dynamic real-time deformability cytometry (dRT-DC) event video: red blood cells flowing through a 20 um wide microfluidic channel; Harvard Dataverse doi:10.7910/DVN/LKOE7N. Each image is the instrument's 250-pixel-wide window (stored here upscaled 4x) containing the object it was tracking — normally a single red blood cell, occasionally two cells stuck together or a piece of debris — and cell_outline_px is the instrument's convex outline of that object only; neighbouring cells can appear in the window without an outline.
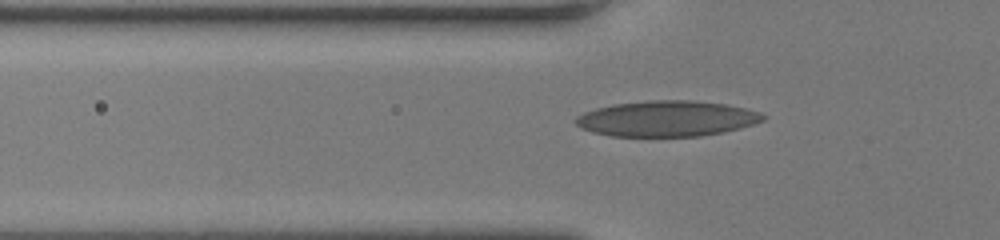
{"species": "human", "species_latin": "Homo sapiens", "temperature_condition": "room temperature", "stored_images_in_passage": 41, "camera_frame_rate_fps": 3000, "um_per_image_px": 0.085, "donor": {"sex": "female"}, "frame": {"image": 1, "passage_image": 11, "time_ms": 3.333, "image_size_px": [1000, 240], "cell_outline_px": [[768, 116], [764, 120], [740, 128], [724, 132], [700, 136], [612, 136], [592, 132], [580, 128], [572, 120], [576, 116], [584, 112], [596, 108], [612, 104], [648, 100], [692, 100], [728, 104], [748, 108], [760, 112]], "centroid_in_image_um": [56.68, 10.07], "position_along_channel_um": 69.1, "area_um2": 39.36}}
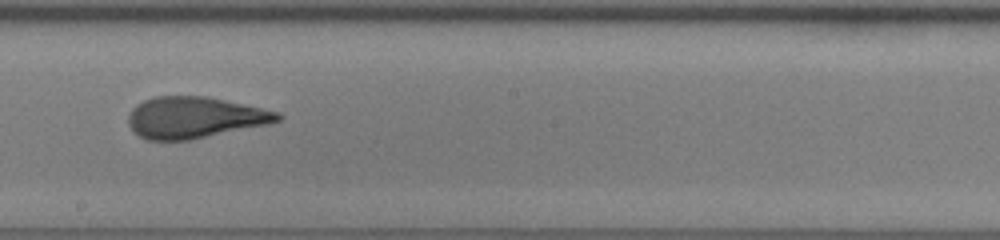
{"frame": {"image": 2, "passage_image": 23, "time_ms": 7.333, "image_size_px": [1000, 240], "cell_outline_px": [[284, 116], [280, 120], [268, 124], [188, 140], [148, 140], [140, 136], [128, 124], [128, 116], [132, 108], [136, 104], [144, 100], [156, 96], [204, 96], [224, 100], [280, 112]], "centroid_in_image_um": [16.53, 9.98], "position_along_channel_um": 231.7, "area_um2": 35.66}}
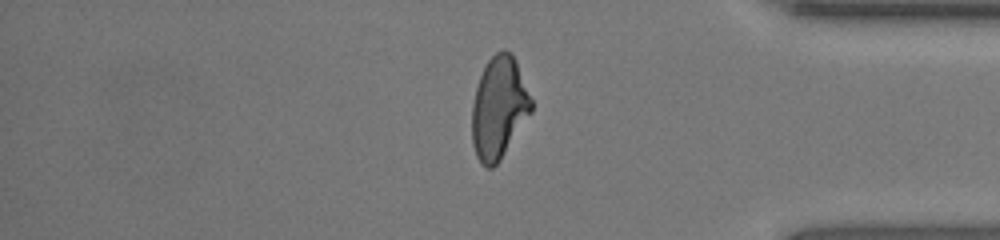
{"frame": {"image": 3, "passage_image": 36, "time_ms": 11.667, "image_size_px": [1000, 240], "cell_outline_px": [[532, 112], [500, 160], [492, 168], [488, 168], [480, 164], [476, 156], [472, 144], [472, 104], [476, 88], [480, 76], [488, 60], [496, 52], [504, 48], [512, 52], [516, 60], [532, 100]], "centroid_in_image_um": [42.4, 9.16], "position_along_channel_um": 392.8, "area_um2": 35.37}, "authors_computed_cell_mechanics": {"area_um2": 36.0094, "velocity_mm_per_s": 4.1274, "shape_relaxation_time_tau1_ms": 8.4992, "shape_relaxation_time_tau2_ms": 0.89, "deformation_change_tau1": 0.2751, "deformation_change_tau2": 0.0763}}